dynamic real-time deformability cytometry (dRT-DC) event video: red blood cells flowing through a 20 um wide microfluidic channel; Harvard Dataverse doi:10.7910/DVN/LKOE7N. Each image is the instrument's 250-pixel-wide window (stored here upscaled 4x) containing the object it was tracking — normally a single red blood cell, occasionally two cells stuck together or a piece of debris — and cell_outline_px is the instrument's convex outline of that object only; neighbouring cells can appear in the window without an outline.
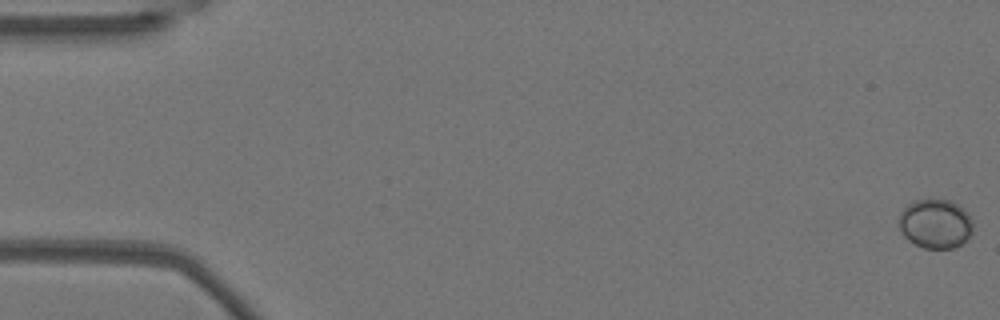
{"species": "Egyptian fruit bat (a non-hibernating species)", "species_latin": "Rousettus aegyptiacus", "temperature_condition": "warm", "stored_images_in_passage": 54, "camera_frame_rate_fps": 3000, "um_per_image_px": 0.085, "animal": {"sex": "female"}, "frame": {"image": 1, "passage_image": 1, "time_ms": 0.0, "image_size_px": [1000, 320], "cell_outline_px": [[972, 232], [960, 244], [952, 248], [924, 248], [908, 240], [900, 232], [900, 212], [908, 204], [916, 200], [948, 200], [964, 208], [972, 220]], "centroid_in_image_um": [79.5, 19.02], "position_along_channel_um": 5.5, "area_um2": 20.98}}
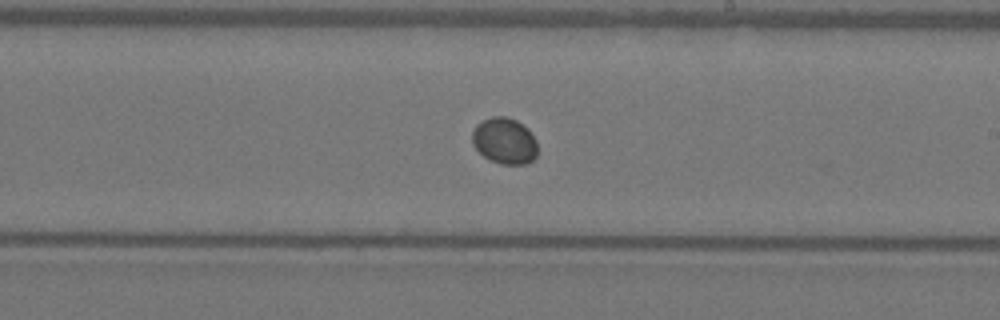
{"frame": {"image": 2, "passage_image": 32, "time_ms": 10.333, "image_size_px": [1000, 320], "cell_outline_px": [[536, 156], [532, 160], [524, 164], [500, 164], [484, 156], [472, 144], [472, 132], [476, 124], [492, 116], [504, 116], [516, 120], [528, 128], [536, 140]], "centroid_in_image_um": [42.88, 11.96], "position_along_channel_um": 246.1, "area_um2": 17.51}}
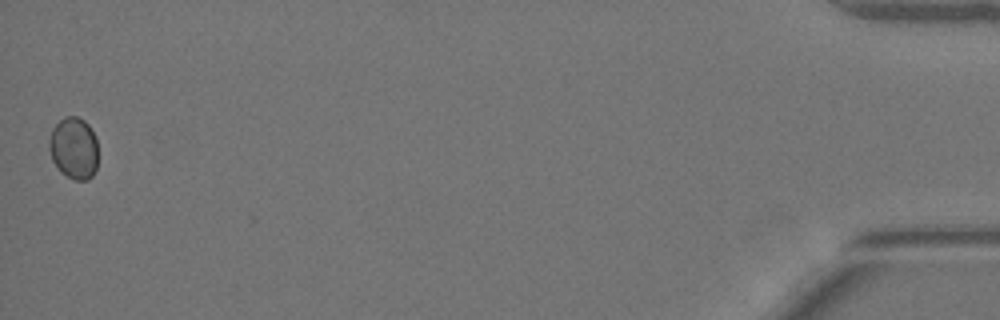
{"frame": {"image": 3, "passage_image": 54, "time_ms": 17.667, "image_size_px": [1000, 320], "cell_outline_px": [[96, 168], [92, 176], [88, 180], [76, 180], [60, 172], [52, 160], [48, 148], [48, 140], [52, 128], [64, 116], [76, 116], [84, 120], [92, 128], [96, 136]], "centroid_in_image_um": [6.25, 12.57], "position_along_channel_um": 428.9, "area_um2": 17.8}}